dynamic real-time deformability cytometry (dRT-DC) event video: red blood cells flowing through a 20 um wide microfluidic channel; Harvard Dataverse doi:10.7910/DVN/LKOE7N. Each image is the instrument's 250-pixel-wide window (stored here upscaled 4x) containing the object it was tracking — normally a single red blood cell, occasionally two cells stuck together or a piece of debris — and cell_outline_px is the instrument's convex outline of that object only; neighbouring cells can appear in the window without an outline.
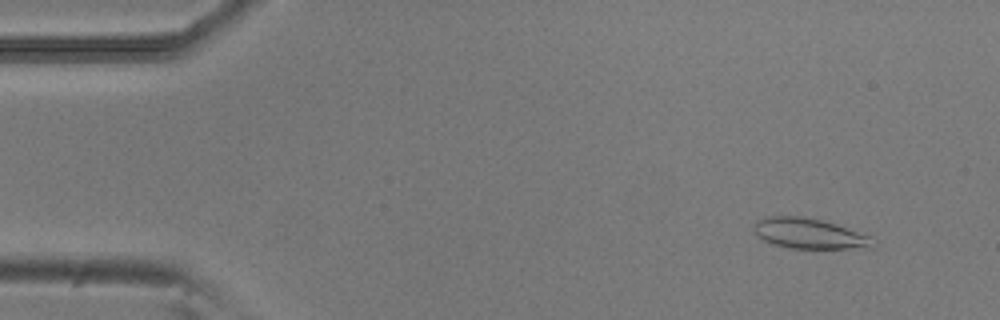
{"species": "common noctule bat (a hibernating species)", "species_latin": "Nyctalus noctula", "temperature_condition": "room temperature", "stored_images_in_passage": 5, "camera_frame_rate_fps": 3000, "um_per_image_px": 0.085, "animal": {"sex": "male", "body_mass_g": 20.5, "forearm_length_mm": 52.5}, "frame": {"image": 1, "passage_image": 2, "time_ms": 0.333, "image_size_px": [1000, 320], "cell_outline_px": [[876, 248], [788, 248], [772, 244], [764, 240], [752, 228], [756, 220], [764, 216], [800, 216], [820, 220], [836, 224], [868, 236]], "centroid_in_image_um": [68.72, 19.85], "position_along_channel_um": 16.3, "area_um2": 20.81}}
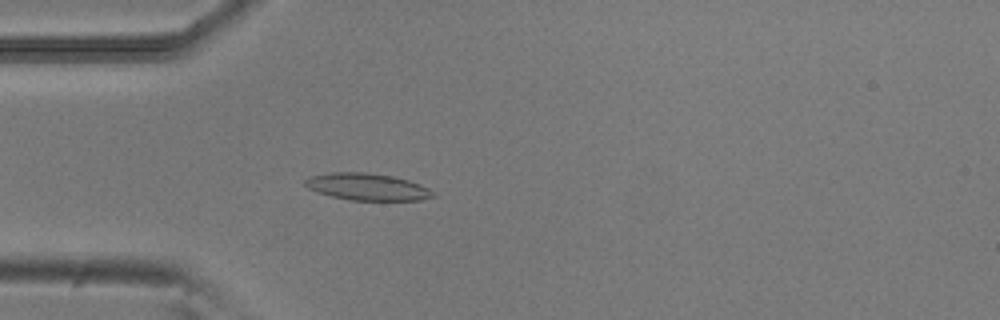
{"frame": {"image": 2, "passage_image": 5, "time_ms": 1.333, "image_size_px": [1000, 320], "cell_outline_px": [[436, 196], [420, 200], [348, 200], [316, 192], [308, 188], [304, 184], [304, 180], [308, 176], [332, 172], [364, 172], [392, 176], [408, 180], [420, 184], [428, 188]], "centroid_in_image_um": [31.17, 15.88], "position_along_channel_um": 53.8, "area_um2": 20.11}}